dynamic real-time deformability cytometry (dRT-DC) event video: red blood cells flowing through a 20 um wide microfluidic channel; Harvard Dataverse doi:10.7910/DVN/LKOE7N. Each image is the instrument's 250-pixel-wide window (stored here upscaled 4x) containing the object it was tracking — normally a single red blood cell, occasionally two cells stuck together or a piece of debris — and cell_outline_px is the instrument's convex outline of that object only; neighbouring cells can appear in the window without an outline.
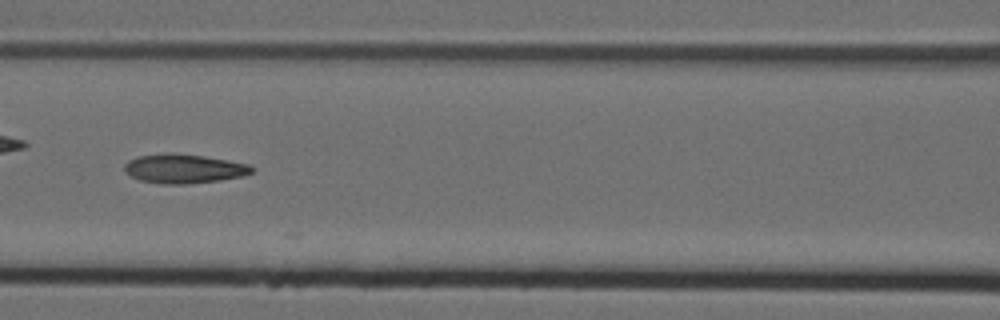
{"species": "Egyptian fruit bat (a non-hibernating species)", "species_latin": "Rousettus aegyptiacus", "temperature_condition": "cold", "stored_images_in_passage": 9, "camera_frame_rate_fps": 3000, "um_per_image_px": 0.085, "animal": {"sex": "female"}, "frame": {"image": 1, "passage_image": 7, "time_ms": 2.0, "image_size_px": [1000, 320], "cell_outline_px": [[256, 168], [252, 172], [244, 176], [220, 180], [188, 184], [164, 184], [140, 180], [124, 172], [124, 164], [128, 160], [136, 156], [168, 152], [172, 152], [204, 156], [248, 164]], "centroid_in_image_um": [15.61, 14.33], "position_along_channel_um": 151.0, "area_um2": 21.85}}
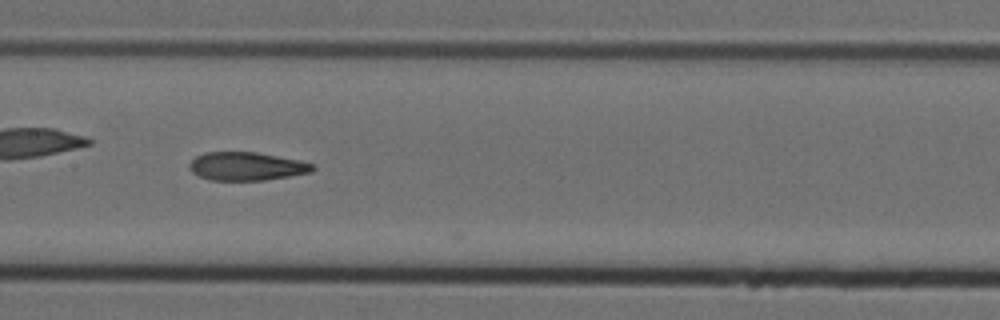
{"frame": {"image": 2, "passage_image": 8, "time_ms": 2.333, "image_size_px": [1000, 320], "cell_outline_px": [[316, 168], [312, 172], [264, 180], [208, 180], [192, 172], [188, 168], [188, 164], [196, 156], [204, 152], [256, 152], [296, 160], [312, 164]], "centroid_in_image_um": [20.9, 14.14], "position_along_channel_um": 186.5, "area_um2": 20.17}}